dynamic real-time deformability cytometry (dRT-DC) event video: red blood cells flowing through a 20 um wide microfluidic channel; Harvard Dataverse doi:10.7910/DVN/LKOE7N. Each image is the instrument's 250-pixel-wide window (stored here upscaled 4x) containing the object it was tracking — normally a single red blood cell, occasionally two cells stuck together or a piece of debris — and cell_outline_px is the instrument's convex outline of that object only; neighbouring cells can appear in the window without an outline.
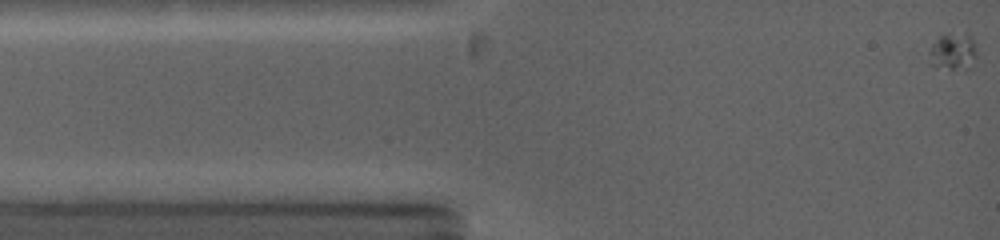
{"species": "common noctule bat (a hibernating species)", "species_latin": "Nyctalus noctula", "temperature_condition": "warm", "stored_images_in_passage": 49, "camera_frame_rate_fps": 5000, "um_per_image_px": 0.085, "animal": {"sex": "female", "body_mass_g": 19.0, "forearm_length_mm": 53.3}, "frame": {"image": 1, "passage_image": 1, "time_ms": 0.0, "image_size_px": [1000, 240], "cell_outline_px": [[976, 56], [968, 68], [948, 72], [936, 68], [932, 64], [928, 52], [932, 44], [940, 36], [964, 32], [968, 32], [972, 36], [976, 52]], "centroid_in_image_um": [81.0, 4.42], "position_along_channel_um": 4.0, "area_um2": 10.58}}
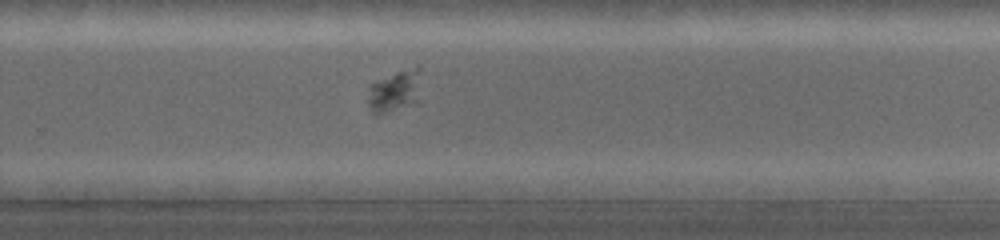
{"frame": {"image": 2, "passage_image": 28, "time_ms": 8.8, "image_size_px": [1000, 240], "cell_outline_px": [[420, 68], [416, 104], [376, 116], [372, 112], [368, 104], [368, 88], [372, 84], [396, 72], [420, 64]], "centroid_in_image_um": [33.54, 7.77], "position_along_channel_um": 296.3, "area_um2": 12.89}}
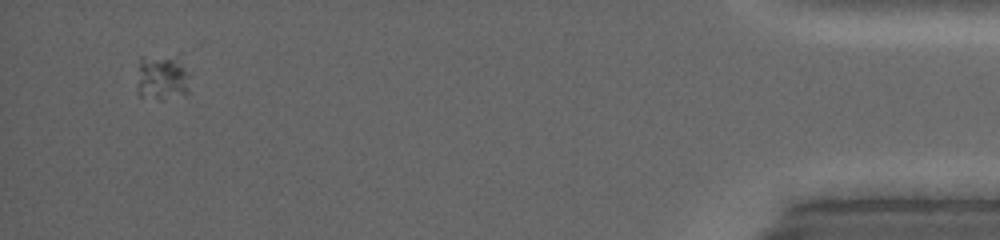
{"frame": {"image": 3, "passage_image": 45, "time_ms": 14.2, "image_size_px": [1000, 240], "cell_outline_px": [[188, 92], [160, 96], [140, 96], [136, 92], [136, 88], [140, 56], [176, 56], [180, 60], [188, 72]], "centroid_in_image_um": [13.72, 6.49], "position_along_channel_um": 421.5, "area_um2": 13.47}}